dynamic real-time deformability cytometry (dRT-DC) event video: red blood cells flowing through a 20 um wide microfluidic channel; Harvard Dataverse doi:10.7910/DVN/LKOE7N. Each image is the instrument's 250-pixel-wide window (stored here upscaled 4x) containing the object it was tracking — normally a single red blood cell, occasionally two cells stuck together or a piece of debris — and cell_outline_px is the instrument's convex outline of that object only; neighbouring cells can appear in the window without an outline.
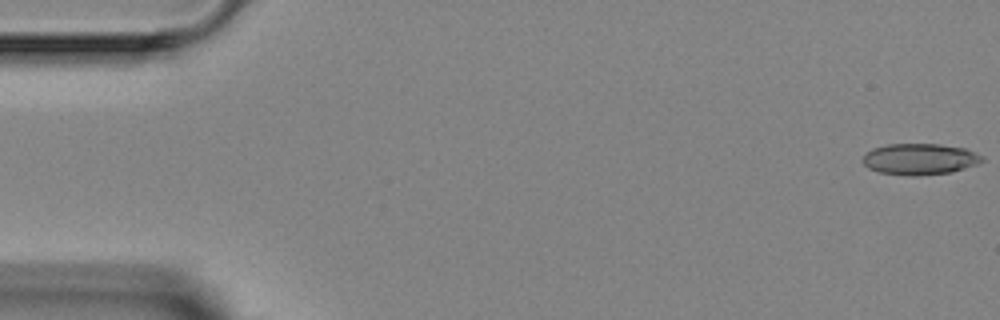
{"species": "Egyptian fruit bat (a non-hibernating species)", "species_latin": "Rousettus aegyptiacus", "temperature_condition": "room temperature", "stored_images_in_passage": 4, "camera_frame_rate_fps": 3000, "um_per_image_px": 0.085, "animal": {"sex": "female"}, "frame": {"image": 1, "passage_image": 1, "time_ms": 0.0, "image_size_px": [1000, 320], "cell_outline_px": [[984, 160], [976, 164], [952, 172], [916, 176], [908, 176], [880, 172], [868, 168], [860, 160], [872, 148], [888, 144], [940, 144], [964, 148], [984, 156]], "centroid_in_image_um": [78.17, 13.52], "position_along_channel_um": 6.8, "area_um2": 21.73}}
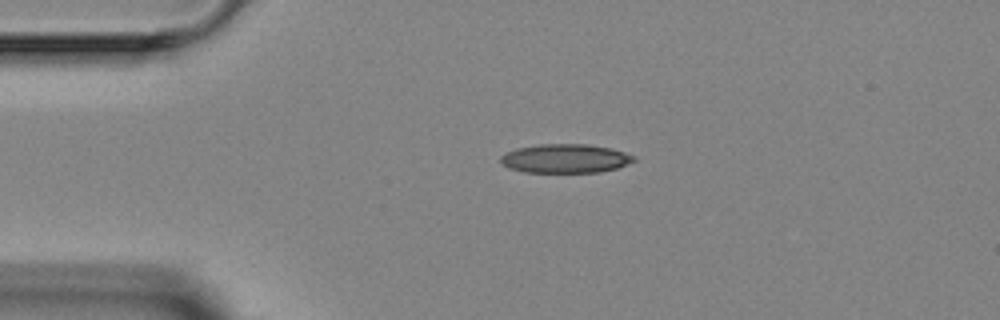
{"frame": {"image": 2, "passage_image": 3, "time_ms": 3.333, "image_size_px": [1000, 320], "cell_outline_px": [[636, 160], [628, 164], [616, 168], [600, 172], [524, 172], [508, 168], [500, 164], [500, 156], [516, 148], [540, 144], [584, 144], [608, 148], [624, 152], [636, 156]], "centroid_in_image_um": [48.02, 13.48], "position_along_channel_um": 37.0, "area_um2": 22.43}}